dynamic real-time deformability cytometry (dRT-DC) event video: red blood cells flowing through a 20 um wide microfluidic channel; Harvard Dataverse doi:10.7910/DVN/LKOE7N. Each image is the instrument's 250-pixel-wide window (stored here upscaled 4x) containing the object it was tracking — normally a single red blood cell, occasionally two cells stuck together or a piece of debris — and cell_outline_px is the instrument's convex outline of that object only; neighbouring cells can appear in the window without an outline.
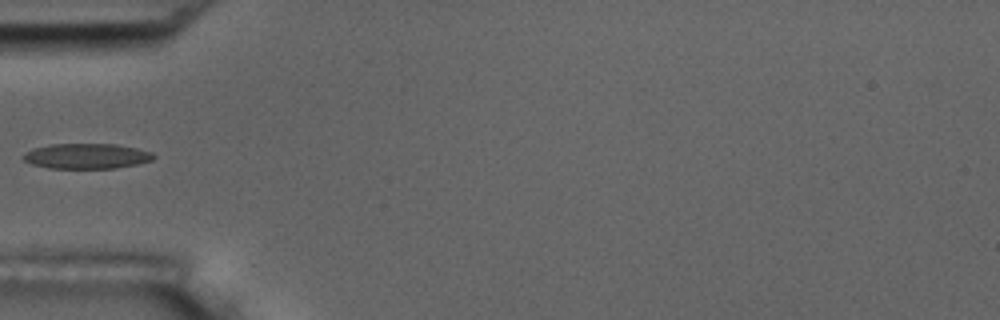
{"species": "common noctule bat (a hibernating species)", "species_latin": "Nyctalus noctula", "temperature_condition": "room temperature", "stored_images_in_passage": 3, "camera_frame_rate_fps": 3000, "um_per_image_px": 0.085, "animal": {"sex": "male", "body_mass_g": 17.5, "forearm_length_mm": 52.3}, "frame": {"image": 1, "passage_image": 2, "time_ms": 1.333, "image_size_px": [1000, 320], "cell_outline_px": [[156, 156], [152, 160], [136, 164], [116, 168], [48, 168], [32, 164], [24, 160], [20, 156], [24, 152], [32, 148], [52, 144], [116, 144], [136, 148], [152, 152]], "centroid_in_image_um": [7.33, 13.26], "position_along_channel_um": 77.7, "area_um2": 19.25}}